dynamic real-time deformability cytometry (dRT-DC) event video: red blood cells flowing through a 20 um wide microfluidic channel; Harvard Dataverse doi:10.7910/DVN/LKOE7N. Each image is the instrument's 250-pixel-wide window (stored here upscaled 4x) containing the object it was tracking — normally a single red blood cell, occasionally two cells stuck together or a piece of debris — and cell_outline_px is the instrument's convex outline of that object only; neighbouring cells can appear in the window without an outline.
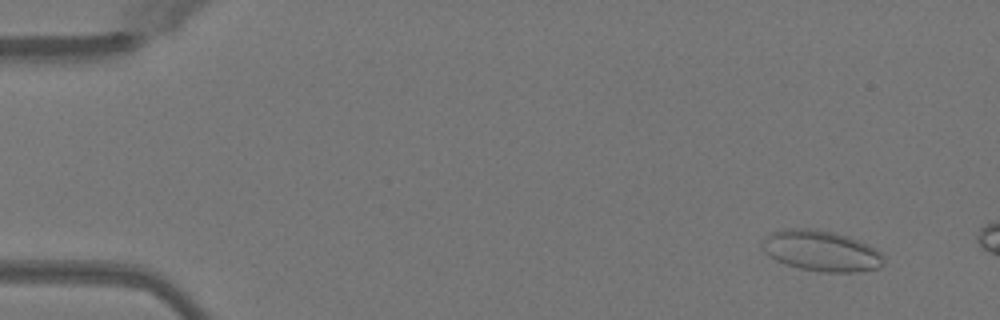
{"species": "Egyptian fruit bat (a non-hibernating species)", "species_latin": "Rousettus aegyptiacus", "temperature_condition": "warm", "stored_images_in_passage": 11, "camera_frame_rate_fps": 3000, "um_per_image_px": 0.085, "animal": {"sex": "female"}, "frame": {"image": 1, "passage_image": 4, "time_ms": 1.0, "image_size_px": [1000, 320], "cell_outline_px": [[884, 264], [880, 268], [856, 272], [824, 272], [800, 268], [776, 260], [764, 252], [760, 244], [768, 232], [784, 228], [812, 228], [832, 232], [848, 236], [868, 244], [876, 248], [884, 256]], "centroid_in_image_um": [69.8, 21.31], "position_along_channel_um": 15.2, "area_um2": 29.13}}